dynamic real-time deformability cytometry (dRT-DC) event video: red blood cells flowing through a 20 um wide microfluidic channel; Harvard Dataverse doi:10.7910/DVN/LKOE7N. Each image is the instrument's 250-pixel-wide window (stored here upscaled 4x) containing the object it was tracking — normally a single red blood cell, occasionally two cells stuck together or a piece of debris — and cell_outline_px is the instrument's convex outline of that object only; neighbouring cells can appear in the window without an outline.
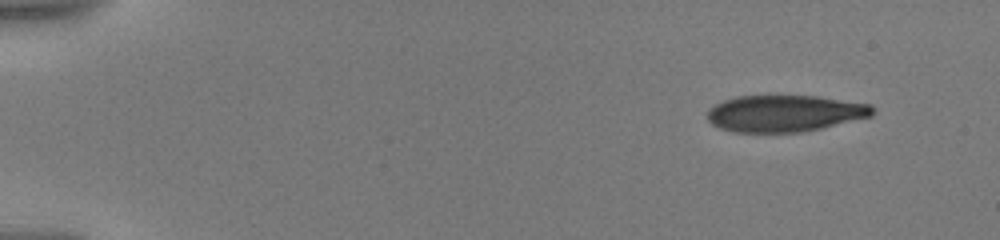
{"species": "human", "species_latin": "Homo sapiens", "temperature_condition": "warm", "stored_images_in_passage": 16, "camera_frame_rate_fps": 3000, "um_per_image_px": 0.085, "donor": {"sex": "male"}, "frame": {"image": 1, "passage_image": 1, "time_ms": 0.0, "image_size_px": [1000, 240], "cell_outline_px": [[872, 116], [804, 132], [736, 132], [720, 128], [712, 124], [708, 120], [708, 108], [724, 100], [736, 96], [816, 96], [872, 104]], "centroid_in_image_um": [66.69, 9.64], "position_along_channel_um": 18.3, "area_um2": 35.14}}
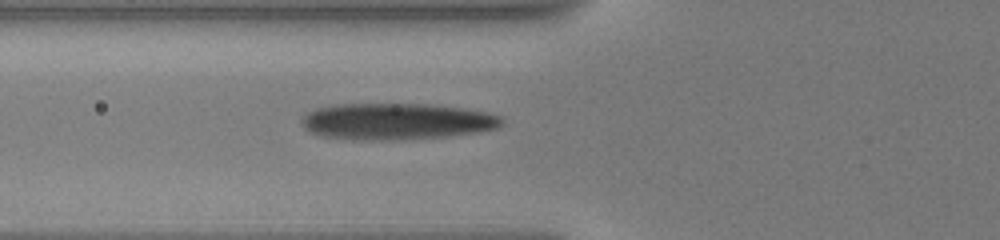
{"frame": {"image": 2, "passage_image": 14, "time_ms": 5.667, "image_size_px": [1000, 240], "cell_outline_px": [[504, 124], [496, 128], [448, 136], [324, 136], [312, 132], [304, 128], [300, 120], [308, 112], [316, 108], [332, 104], [432, 104], [464, 108], [488, 112], [500, 116], [504, 120]], "centroid_in_image_um": [33.78, 10.23], "position_along_channel_um": 92.0, "area_um2": 40.29}}
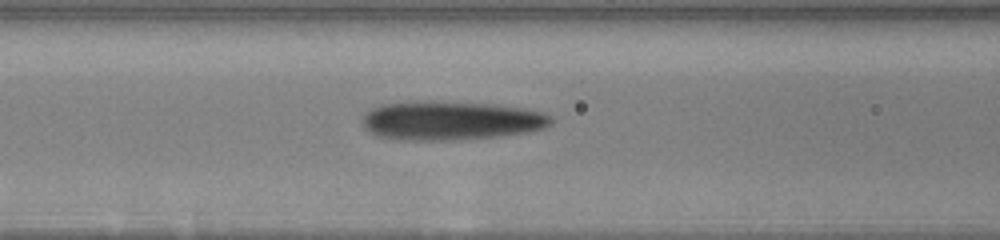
{"frame": {"image": 3, "passage_image": 16, "time_ms": 6.667, "image_size_px": [1000, 240], "cell_outline_px": [[552, 124], [544, 128], [528, 132], [500, 136], [444, 140], [400, 140], [376, 136], [364, 128], [364, 112], [380, 104], [416, 100], [432, 100], [496, 104], [524, 108], [544, 112], [552, 116]], "centroid_in_image_um": [38.32, 10.23], "position_along_channel_um": 128.3, "area_um2": 43.47}}